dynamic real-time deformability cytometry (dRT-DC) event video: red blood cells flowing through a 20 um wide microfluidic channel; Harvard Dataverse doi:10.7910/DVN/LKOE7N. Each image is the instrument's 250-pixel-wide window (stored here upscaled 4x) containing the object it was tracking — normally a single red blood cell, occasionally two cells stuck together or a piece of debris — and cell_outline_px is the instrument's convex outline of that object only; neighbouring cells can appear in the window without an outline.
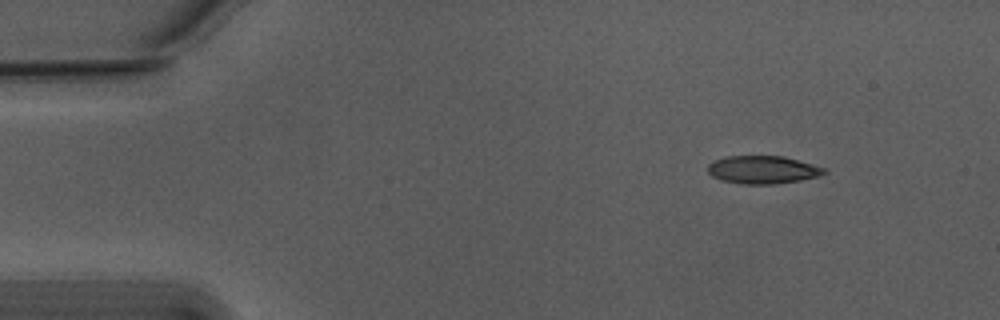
{"species": "Egyptian fruit bat (a non-hibernating species)", "species_latin": "Rousettus aegyptiacus", "temperature_condition": "warm", "stored_images_in_passage": 49, "camera_frame_rate_fps": 3000, "um_per_image_px": 0.085, "animal": {"sex": "male"}, "frame": {"image": 1, "passage_image": 1, "time_ms": 0.0, "image_size_px": [1000, 320], "cell_outline_px": [[828, 172], [816, 176], [800, 180], [772, 184], [740, 184], [720, 180], [712, 176], [708, 172], [708, 164], [712, 160], [724, 156], [784, 156], [828, 168]], "centroid_in_image_um": [64.81, 14.42], "position_along_channel_um": 20.2, "area_um2": 19.13}}
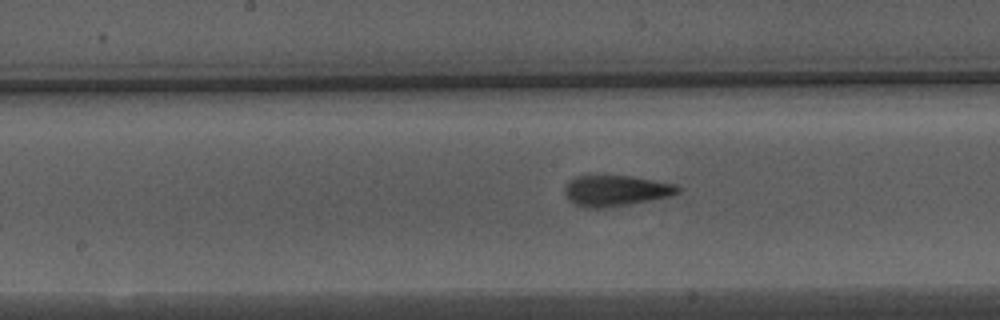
{"frame": {"image": 2, "passage_image": 22, "time_ms": 7.0, "image_size_px": [1000, 320], "cell_outline_px": [[680, 192], [672, 196], [632, 204], [608, 208], [584, 208], [568, 200], [564, 192], [564, 188], [568, 180], [576, 176], [632, 176], [676, 184], [680, 188]], "centroid_in_image_um": [52.35, 16.22], "position_along_channel_um": 195.9, "area_um2": 20.63}}
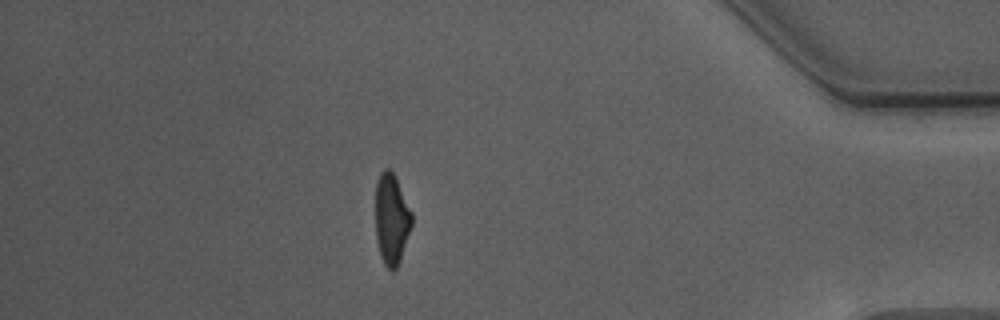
{"frame": {"image": 3, "passage_image": 42, "time_ms": 13.667, "image_size_px": [1000, 320], "cell_outline_px": [[412, 224], [400, 260], [396, 268], [392, 272], [384, 264], [380, 256], [376, 236], [376, 180], [380, 172], [384, 168], [388, 168], [396, 176], [412, 212]], "centroid_in_image_um": [33.28, 18.59], "position_along_channel_um": 401.9, "area_um2": 19.31}, "authors_computed_cell_mechanics": {"area_um2": 19.7676, "velocity_mm_per_s": 3.7706, "shape_relaxation_time_tau1_ms": 4.3594, "shape_relaxation_time_tau2_ms": 1.4427, "deformation_change_tau1": 0.1932, "deformation_change_tau2": 0.1035}}